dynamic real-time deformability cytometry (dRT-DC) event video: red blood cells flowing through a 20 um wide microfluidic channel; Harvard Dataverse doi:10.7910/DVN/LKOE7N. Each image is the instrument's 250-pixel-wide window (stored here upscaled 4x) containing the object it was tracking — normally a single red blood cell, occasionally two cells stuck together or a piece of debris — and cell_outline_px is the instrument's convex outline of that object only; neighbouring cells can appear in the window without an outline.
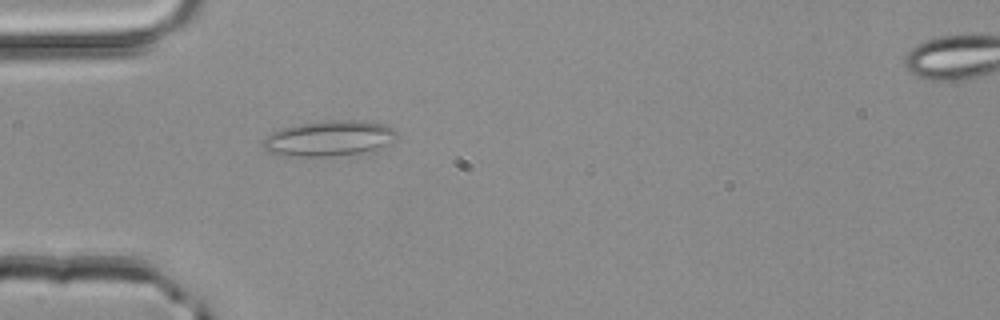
{"species": "common noctule bat (a hibernating species)", "species_latin": "Nyctalus noctula", "temperature_condition": "room temperature", "stored_images_in_passage": 2, "segment_of_instrument_passage": [1, 2], "camera_frame_rate_fps": 3000, "um_per_image_px": 0.085, "animal": {"sex": "male", "body_mass_g": 20.4}, "frame": {"image": 1, "passage_image": 1, "time_ms": 0.0, "image_size_px": [1000, 320], "cell_outline_px": [[396, 136], [376, 148], [360, 156], [288, 156], [268, 152], [264, 148], [264, 140], [272, 132], [284, 128], [300, 124], [328, 120], [364, 120], [384, 124], [392, 128], [396, 132]], "centroid_in_image_um": [27.98, 11.78], "position_along_channel_um": 57.0, "area_um2": 27.57}}